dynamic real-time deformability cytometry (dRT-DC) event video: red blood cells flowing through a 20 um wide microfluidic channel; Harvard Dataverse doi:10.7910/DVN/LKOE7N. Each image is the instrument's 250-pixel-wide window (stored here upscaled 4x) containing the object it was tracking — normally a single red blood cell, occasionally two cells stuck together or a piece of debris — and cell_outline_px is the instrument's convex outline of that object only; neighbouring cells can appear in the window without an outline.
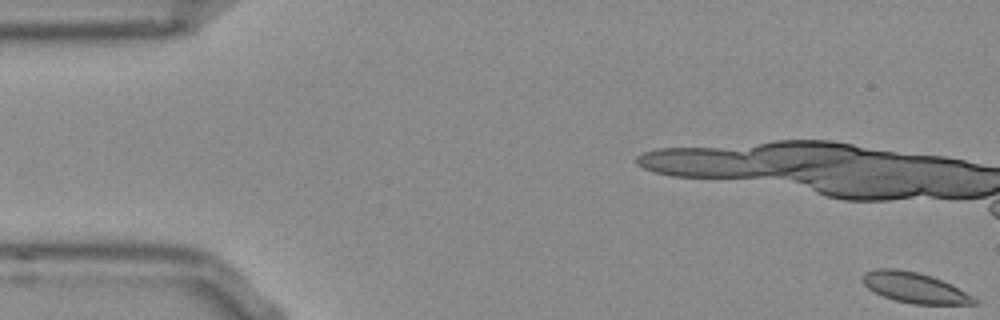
{"species": "Egyptian fruit bat (a non-hibernating species)", "species_latin": "Rousettus aegyptiacus", "temperature_condition": "room temperature", "stored_images_in_passage": 14, "camera_frame_rate_fps": 3000, "um_per_image_px": 0.085, "frame": {"image": 1, "passage_image": 1, "time_ms": 0.0, "image_size_px": [1000, 320], "cell_outline_px": [[980, 304], [912, 304], [896, 300], [884, 296], [868, 288], [860, 280], [864, 272], [876, 268], [896, 268], [916, 272], [932, 276], [980, 300]], "centroid_in_image_um": [77.71, 24.45], "position_along_channel_um": 7.3, "area_um2": 19.59}}